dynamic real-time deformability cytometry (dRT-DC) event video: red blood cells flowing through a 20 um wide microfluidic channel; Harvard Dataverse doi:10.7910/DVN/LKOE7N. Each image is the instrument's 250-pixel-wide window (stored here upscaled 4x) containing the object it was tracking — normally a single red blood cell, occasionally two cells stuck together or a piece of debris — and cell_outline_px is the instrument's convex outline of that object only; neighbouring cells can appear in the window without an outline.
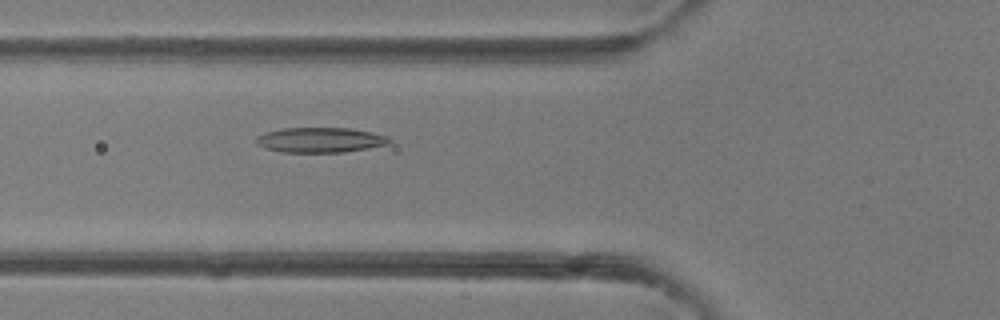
{"species": "common noctule bat (a hibernating species)", "species_latin": "Nyctalus noctula", "temperature_condition": "room temperature", "stored_images_in_passage": 6, "camera_frame_rate_fps": 3000, "um_per_image_px": 0.085, "animal": {"sex": "female"}, "frame": {"image": 1, "passage_image": 6, "time_ms": 6.667, "image_size_px": [1000, 320], "cell_outline_px": [[392, 140], [388, 144], [368, 148], [344, 152], [280, 152], [264, 148], [256, 144], [256, 136], [264, 132], [284, 128], [348, 128], [372, 132], [388, 136]], "centroid_in_image_um": [27.2, 11.9], "position_along_channel_um": 98.6, "area_um2": 19.54}}